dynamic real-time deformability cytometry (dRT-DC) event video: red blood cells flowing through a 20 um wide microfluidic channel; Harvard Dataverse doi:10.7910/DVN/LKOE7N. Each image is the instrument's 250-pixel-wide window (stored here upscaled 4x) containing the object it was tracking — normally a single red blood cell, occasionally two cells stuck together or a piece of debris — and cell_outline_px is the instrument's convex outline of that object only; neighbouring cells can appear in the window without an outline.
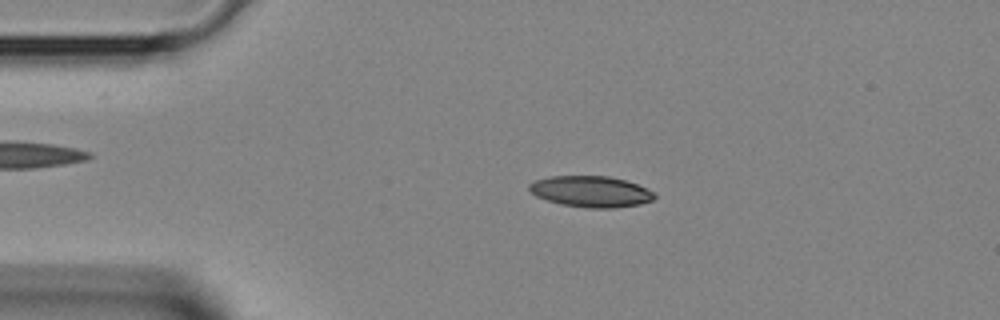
{"species": "Egyptian fruit bat (a non-hibernating species)", "species_latin": "Rousettus aegyptiacus", "temperature_condition": "room temperature", "stored_images_in_passage": 4, "camera_frame_rate_fps": 3000, "um_per_image_px": 0.085, "animal": {"sex": "female"}, "frame": {"image": 1, "passage_image": 2, "time_ms": 0.333, "image_size_px": [1000, 320], "cell_outline_px": [[656, 196], [652, 200], [640, 204], [616, 208], [584, 208], [560, 204], [536, 196], [528, 188], [528, 184], [536, 180], [552, 176], [608, 176], [624, 180], [636, 184], [656, 192]], "centroid_in_image_um": [50.24, 16.29], "position_along_channel_um": 34.8, "area_um2": 22.72}}
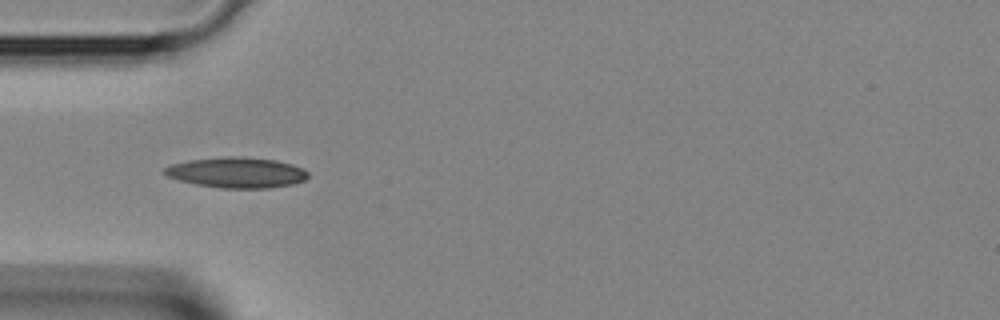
{"frame": {"image": 2, "passage_image": 3, "time_ms": 0.667, "image_size_px": [1000, 320], "cell_outline_px": [[308, 176], [304, 180], [292, 184], [268, 188], [220, 188], [196, 184], [180, 180], [168, 176], [164, 172], [164, 168], [172, 164], [188, 160], [224, 156], [240, 156], [276, 160], [292, 164], [304, 168], [308, 172]], "centroid_in_image_um": [20.14, 14.65], "position_along_channel_um": 64.9, "area_um2": 25.55}}
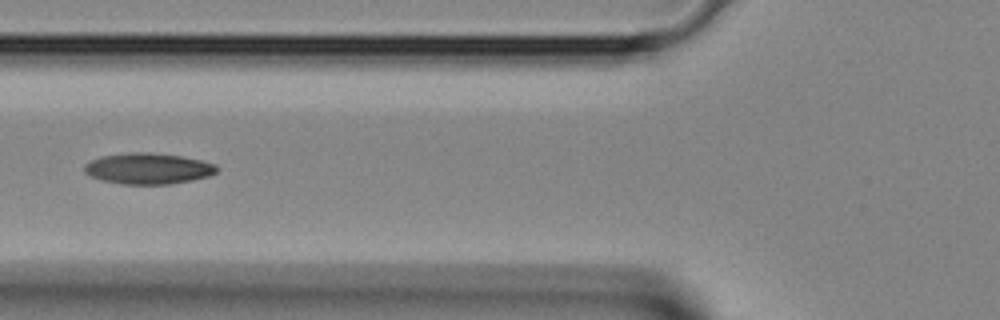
{"frame": {"image": 3, "passage_image": 4, "time_ms": 1.0, "image_size_px": [1000, 320], "cell_outline_px": [[220, 168], [216, 172], [208, 176], [192, 180], [168, 184], [124, 184], [104, 180], [92, 176], [84, 172], [84, 164], [100, 156], [128, 152], [148, 152], [180, 156], [200, 160], [216, 164]], "centroid_in_image_um": [12.6, 14.31], "position_along_channel_um": 113.2, "area_um2": 23.81}}